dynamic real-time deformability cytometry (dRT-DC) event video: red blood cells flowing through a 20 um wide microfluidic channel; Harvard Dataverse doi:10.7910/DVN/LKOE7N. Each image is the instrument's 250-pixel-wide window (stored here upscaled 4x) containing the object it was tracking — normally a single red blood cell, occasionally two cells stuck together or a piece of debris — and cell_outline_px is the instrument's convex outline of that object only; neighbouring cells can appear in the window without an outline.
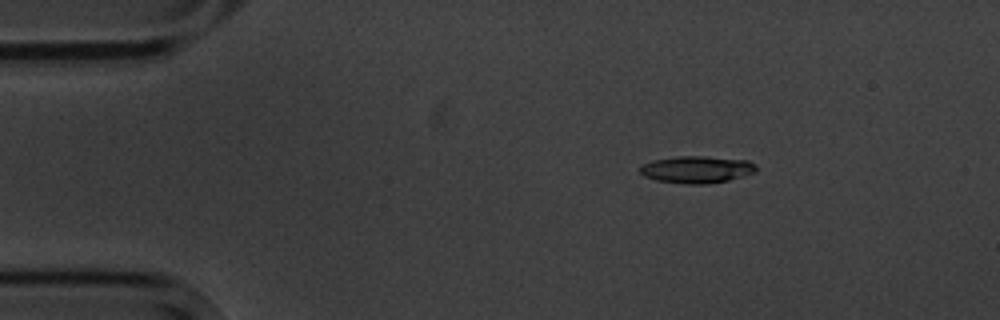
{"species": "common noctule bat (a hibernating species)", "species_latin": "Nyctalus noctula", "temperature_condition": "cold", "stored_images_in_passage": 5, "camera_frame_rate_fps": 3000, "um_per_image_px": 0.085, "animal": {"sex": "male", "body_mass_g": 20.1, "forearm_length_mm": 53.5}, "frame": {"image": 1, "passage_image": 1, "time_ms": 0.0, "image_size_px": [1000, 320], "cell_outline_px": [[756, 172], [744, 176], [728, 180], [708, 184], [688, 184], [656, 180], [644, 176], [640, 172], [640, 168], [644, 164], [652, 160], [676, 156], [704, 156], [748, 160], [756, 164]], "centroid_in_image_um": [59.25, 14.4], "position_along_channel_um": 25.8, "area_um2": 18.38}}
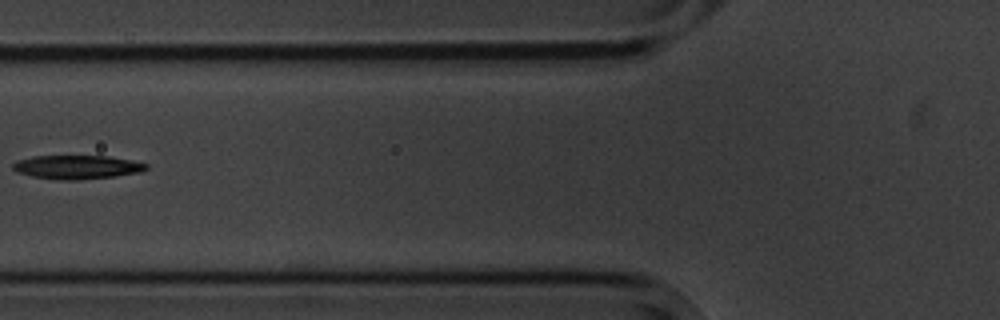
{"frame": {"image": 2, "passage_image": 4, "time_ms": 4.333, "image_size_px": [1000, 320], "cell_outline_px": [[148, 168], [140, 172], [116, 176], [80, 180], [60, 180], [32, 176], [16, 172], [12, 168], [12, 164], [20, 160], [32, 156], [108, 156], [132, 160], [148, 164]], "centroid_in_image_um": [6.56, 14.2], "position_along_channel_um": 119.2, "area_um2": 18.5}}
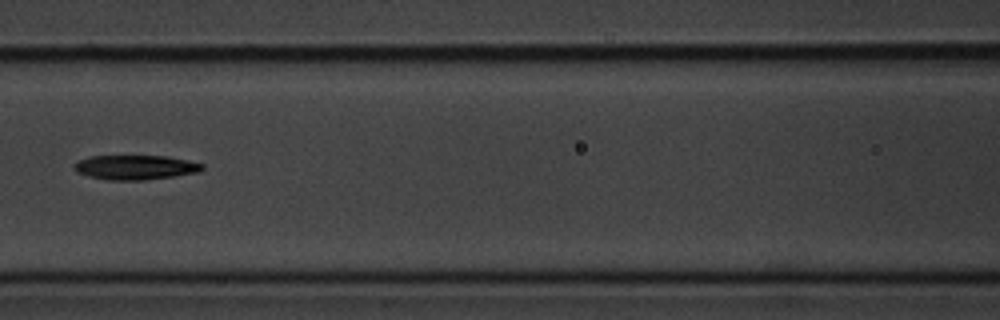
{"frame": {"image": 3, "passage_image": 5, "time_ms": 5.333, "image_size_px": [1000, 320], "cell_outline_px": [[204, 168], [200, 172], [144, 180], [108, 180], [88, 176], [76, 172], [72, 168], [72, 164], [88, 156], [168, 156], [188, 160], [204, 164]], "centroid_in_image_um": [11.48, 14.22], "position_along_channel_um": 155.1, "area_um2": 18.44}}